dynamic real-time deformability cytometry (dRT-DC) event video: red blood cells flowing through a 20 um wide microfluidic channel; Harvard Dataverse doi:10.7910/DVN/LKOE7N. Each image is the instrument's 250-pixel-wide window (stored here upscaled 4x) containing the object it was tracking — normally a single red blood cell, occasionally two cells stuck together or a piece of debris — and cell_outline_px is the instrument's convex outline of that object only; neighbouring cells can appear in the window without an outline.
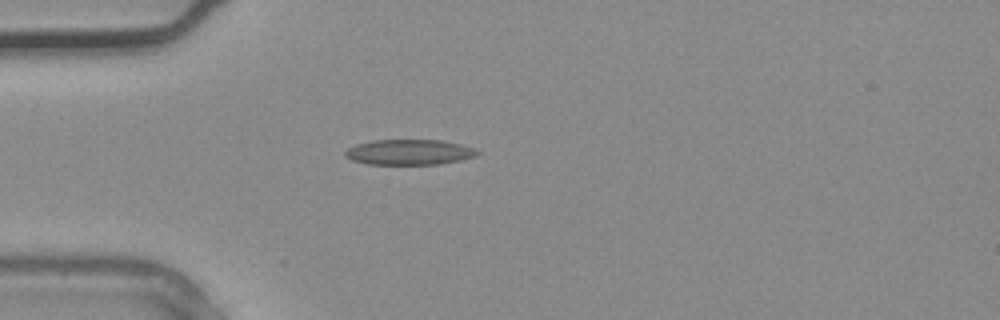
{"species": "common noctule bat (a hibernating species)", "species_latin": "Nyctalus noctula", "temperature_condition": "warm", "stored_images_in_passage": 1, "camera_frame_rate_fps": 3000, "um_per_image_px": 0.085, "animal": {"sex": "male", "body_mass_g": 20.4}, "frame": {"image": 1, "passage_image": 1, "time_ms": 0.0, "image_size_px": [1000, 320], "cell_outline_px": [[480, 152], [476, 156], [460, 160], [440, 164], [368, 164], [352, 160], [344, 156], [344, 152], [348, 148], [356, 144], [372, 140], [440, 140], [460, 144], [476, 148]], "centroid_in_image_um": [34.78, 12.93], "position_along_channel_um": 50.2, "area_um2": 19.59}}